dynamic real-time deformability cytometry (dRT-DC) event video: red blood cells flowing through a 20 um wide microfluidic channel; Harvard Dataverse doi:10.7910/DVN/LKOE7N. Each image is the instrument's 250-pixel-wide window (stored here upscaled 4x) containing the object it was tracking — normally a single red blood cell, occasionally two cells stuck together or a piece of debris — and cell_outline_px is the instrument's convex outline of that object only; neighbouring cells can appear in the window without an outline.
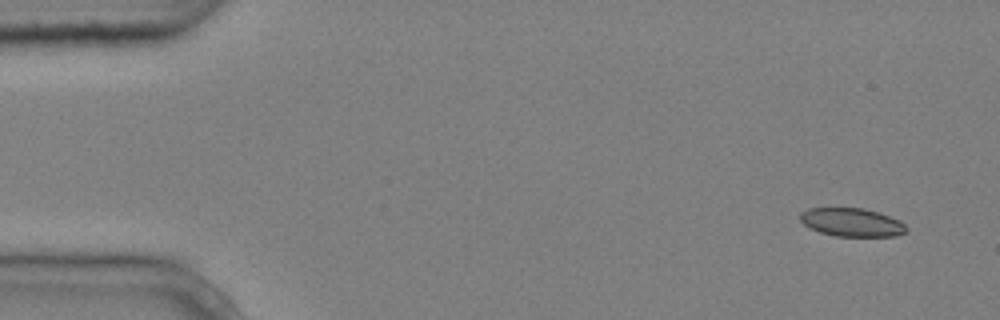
{"species": "common noctule bat (a hibernating species)", "species_latin": "Nyctalus noctula", "temperature_condition": "cold", "stored_images_in_passage": 4, "camera_frame_rate_fps": 3000, "um_per_image_px": 0.085, "animal": {"sex": "male", "body_mass_g": 20.4}, "frame": {"image": 1, "passage_image": 1, "time_ms": 0.0, "image_size_px": [1000, 320], "cell_outline_px": [[908, 232], [896, 236], [836, 236], [820, 232], [808, 228], [800, 220], [800, 212], [808, 208], [864, 208], [900, 220], [908, 228]], "centroid_in_image_um": [72.4, 18.9], "position_along_channel_um": 12.6, "area_um2": 17.63}}
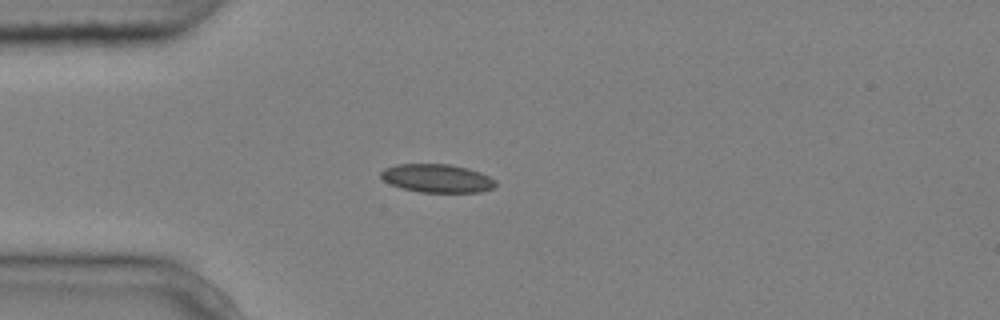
{"frame": {"image": 2, "passage_image": 4, "time_ms": 1.0, "image_size_px": [1000, 320], "cell_outline_px": [[496, 184], [492, 188], [480, 192], [420, 192], [400, 188], [384, 180], [380, 176], [380, 172], [384, 168], [396, 164], [448, 164], [468, 168], [480, 172], [496, 180]], "centroid_in_image_um": [37.14, 15.15], "position_along_channel_um": 47.9, "area_um2": 18.96}}